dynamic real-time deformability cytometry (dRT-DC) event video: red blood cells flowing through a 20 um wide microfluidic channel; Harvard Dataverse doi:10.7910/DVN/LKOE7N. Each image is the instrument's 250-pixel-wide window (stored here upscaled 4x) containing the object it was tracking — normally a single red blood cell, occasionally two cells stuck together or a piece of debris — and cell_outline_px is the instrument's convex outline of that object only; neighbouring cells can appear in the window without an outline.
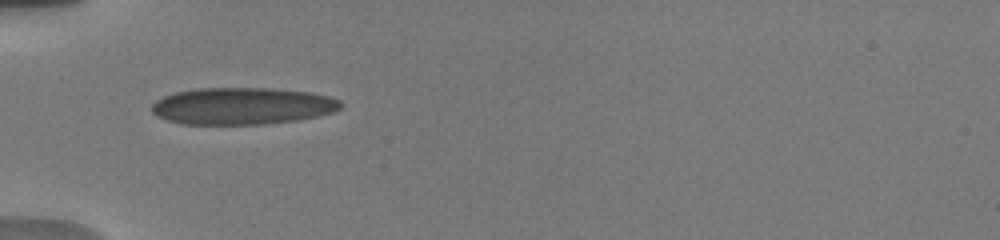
{"species": "human", "species_latin": "Homo sapiens", "temperature_condition": "warm", "stored_images_in_passage": 33, "camera_frame_rate_fps": 3000, "um_per_image_px": 0.085, "donor": {"sex": "male"}, "frame": {"image": 1, "passage_image": 1, "time_ms": 0.0, "image_size_px": [1000, 240], "cell_outline_px": [[340, 108], [332, 112], [320, 116], [296, 120], [264, 124], [184, 124], [168, 120], [156, 116], [152, 112], [152, 104], [156, 100], [164, 96], [176, 92], [196, 88], [272, 88], [312, 92], [328, 96], [340, 100]], "centroid_in_image_um": [20.59, 9.0], "position_along_channel_um": 64.4, "area_um2": 40.75}}
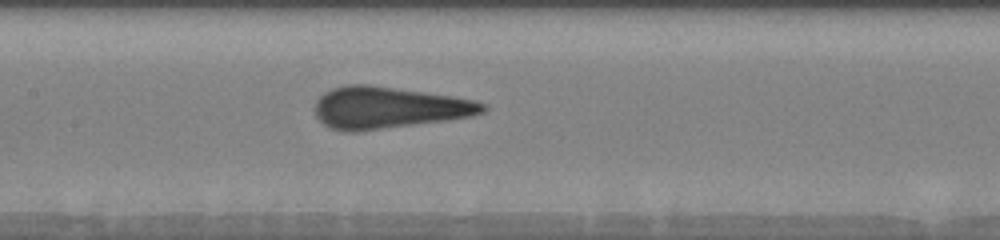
{"frame": {"image": 2, "passage_image": 14, "time_ms": 3.0, "image_size_px": [1000, 240], "cell_outline_px": [[488, 108], [484, 112], [472, 116], [448, 120], [356, 132], [344, 132], [332, 128], [324, 124], [316, 116], [316, 100], [324, 92], [332, 88], [348, 84], [368, 84], [452, 96], [476, 100], [484, 104]], "centroid_in_image_um": [33.02, 9.15], "position_along_channel_um": 174.4, "area_um2": 40.81}}
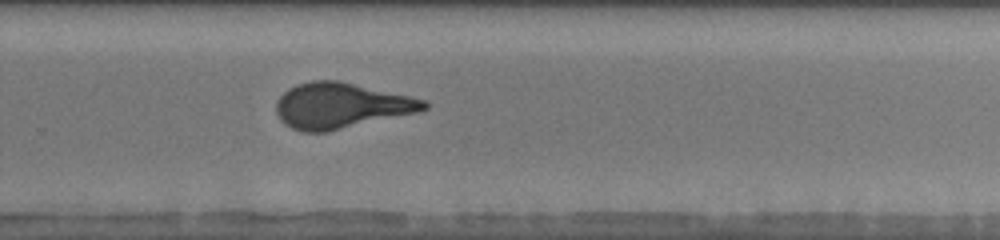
{"frame": {"image": 3, "passage_image": 30, "time_ms": 6.333, "image_size_px": [1000, 240], "cell_outline_px": [[428, 108], [416, 112], [328, 132], [304, 132], [292, 128], [284, 124], [280, 120], [276, 112], [276, 100], [288, 88], [296, 84], [312, 80], [336, 80], [428, 100]], "centroid_in_image_um": [28.94, 8.98], "position_along_channel_um": 300.9, "area_um2": 39.13}}